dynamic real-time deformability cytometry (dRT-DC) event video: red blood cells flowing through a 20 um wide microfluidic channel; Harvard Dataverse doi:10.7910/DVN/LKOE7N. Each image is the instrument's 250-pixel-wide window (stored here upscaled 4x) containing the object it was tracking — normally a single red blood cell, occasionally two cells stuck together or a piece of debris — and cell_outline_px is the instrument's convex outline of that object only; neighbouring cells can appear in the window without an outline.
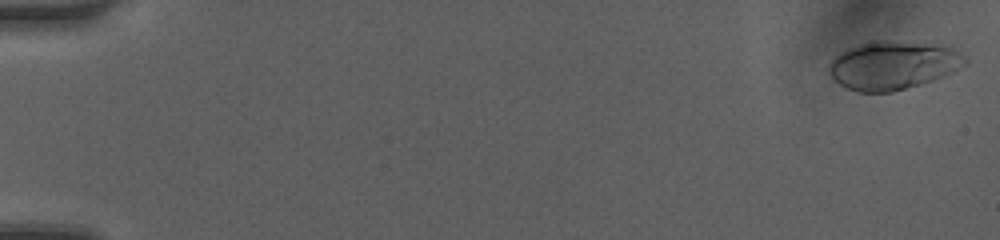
{"species": "human", "species_latin": "Homo sapiens", "temperature_condition": "room temperature", "stored_images_in_passage": 49, "camera_frame_rate_fps": 3000, "um_per_image_px": 0.085, "donor": {"sex": "female"}, "frame": {"image": 1, "passage_image": 1, "time_ms": 0.0, "image_size_px": [1000, 240], "cell_outline_px": [[968, 64], [952, 72], [932, 80], [920, 84], [892, 92], [856, 92], [832, 80], [828, 72], [828, 64], [840, 52], [848, 48], [860, 44], [876, 40], [888, 40], [924, 44], [952, 48], [964, 56], [968, 60]], "centroid_in_image_um": [75.86, 5.56], "position_along_channel_um": 9.1, "area_um2": 38.15}}
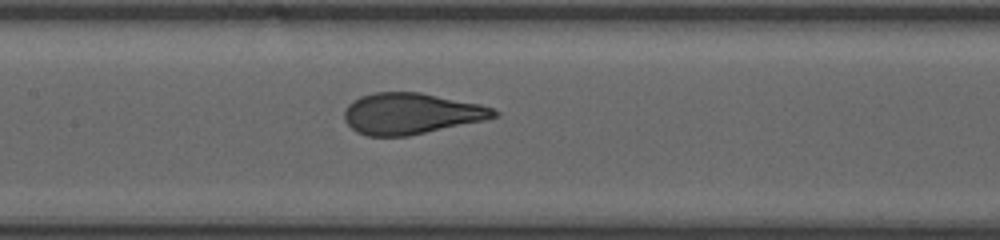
{"frame": {"image": 2, "passage_image": 25, "time_ms": 8.0, "image_size_px": [1000, 240], "cell_outline_px": [[500, 116], [484, 120], [408, 136], [368, 136], [356, 132], [344, 120], [344, 108], [352, 100], [360, 96], [376, 92], [420, 92], [480, 104], [492, 108], [500, 112]], "centroid_in_image_um": [34.93, 9.65], "position_along_channel_um": 172.5, "area_um2": 35.95}}
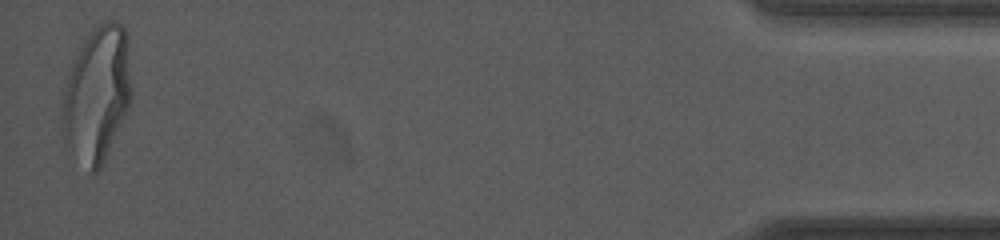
{"frame": {"image": 3, "passage_image": 49, "time_ms": 16.0, "image_size_px": [1000, 240], "cell_outline_px": [[132, 100], [104, 160], [100, 168], [96, 172], [92, 172], [64, 144], [60, 116], [64, 92], [72, 68], [84, 40], [88, 32], [100, 20], [116, 20], [128, 32], [132, 96]], "centroid_in_image_um": [8.27, 7.96], "position_along_channel_um": 426.9, "area_um2": 54.62}, "authors_computed_cell_mechanics": {"area_um2": 36.2984, "velocity_mm_per_s": 4.1778, "shape_relaxation_time_tau1_ms": 5.677, "shape_relaxation_time_tau2_ms": null, "deformation_change_tau1": 0.217, "deformation_change_tau2": null}}